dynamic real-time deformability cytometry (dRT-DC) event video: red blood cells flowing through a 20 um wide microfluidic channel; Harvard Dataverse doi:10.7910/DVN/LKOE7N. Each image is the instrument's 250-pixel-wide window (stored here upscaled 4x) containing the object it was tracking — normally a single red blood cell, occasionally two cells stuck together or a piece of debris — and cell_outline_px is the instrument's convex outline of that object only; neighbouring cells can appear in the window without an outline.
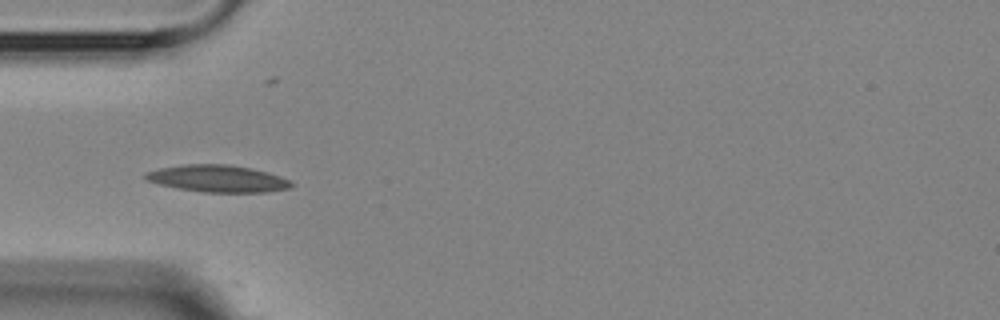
{"species": "Egyptian fruit bat (a non-hibernating species)", "species_latin": "Rousettus aegyptiacus", "temperature_condition": "room temperature", "stored_images_in_passage": 8, "camera_frame_rate_fps": 3000, "um_per_image_px": 0.085, "animal": {"sex": "female"}, "frame": {"image": 1, "passage_image": 4, "time_ms": 3.667, "image_size_px": [1000, 320], "cell_outline_px": [[292, 184], [288, 188], [268, 192], [204, 192], [176, 188], [160, 184], [148, 180], [144, 176], [144, 172], [160, 168], [184, 164], [228, 164], [268, 172], [280, 176], [288, 180]], "centroid_in_image_um": [18.47, 15.18], "position_along_channel_um": 66.5, "area_um2": 22.72}}
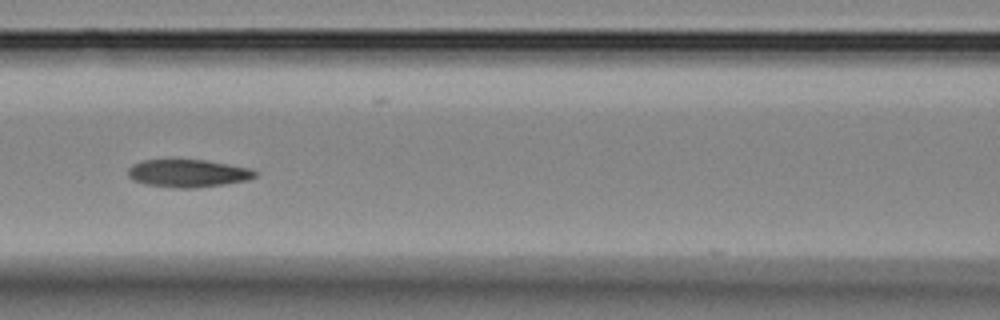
{"frame": {"image": 2, "passage_image": 6, "time_ms": 6.0, "image_size_px": [1000, 320], "cell_outline_px": [[256, 176], [248, 180], [224, 184], [196, 188], [176, 188], [148, 184], [132, 180], [128, 176], [128, 168], [132, 164], [144, 160], [204, 160], [252, 168], [256, 172]], "centroid_in_image_um": [15.98, 14.73], "position_along_channel_um": 150.6, "area_um2": 20.46}}
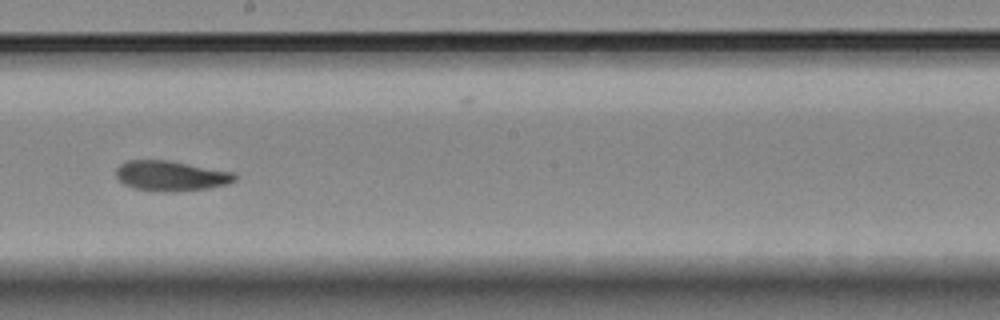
{"frame": {"image": 3, "passage_image": 8, "time_ms": 8.333, "image_size_px": [1000, 320], "cell_outline_px": [[236, 180], [228, 184], [208, 188], [172, 192], [156, 192], [136, 188], [124, 184], [116, 176], [116, 168], [120, 164], [128, 160], [168, 160], [236, 172]], "centroid_in_image_um": [14.55, 14.95], "position_along_channel_um": 233.6, "area_um2": 21.04}}